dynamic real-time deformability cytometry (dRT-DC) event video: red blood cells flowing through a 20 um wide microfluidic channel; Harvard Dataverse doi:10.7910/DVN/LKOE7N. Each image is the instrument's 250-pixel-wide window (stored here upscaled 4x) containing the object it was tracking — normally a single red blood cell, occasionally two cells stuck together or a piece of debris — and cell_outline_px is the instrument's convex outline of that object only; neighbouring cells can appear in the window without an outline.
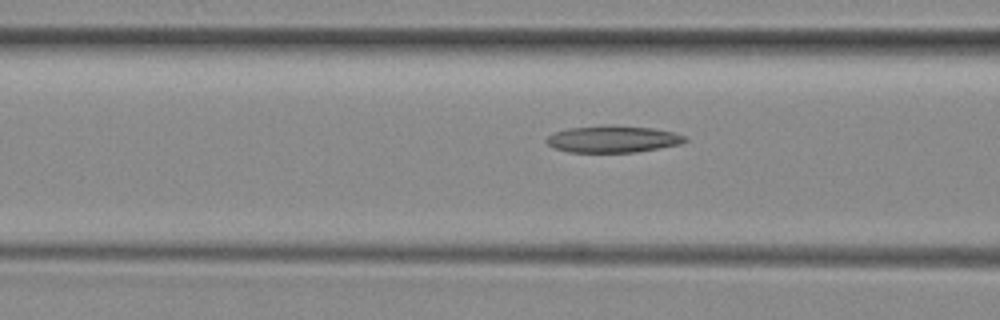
{"species": "common noctule bat (a hibernating species)", "species_latin": "Nyctalus noctula", "temperature_condition": "room temperature", "stored_images_in_passage": 26, "camera_frame_rate_fps": 3000, "um_per_image_px": 0.085, "animal": {"sex": "female", "body_mass_g": 29.2, "forearm_length_mm": 56.3}, "frame": {"image": 1, "passage_image": 6, "time_ms": 1.667, "image_size_px": [1000, 320], "cell_outline_px": [[688, 140], [680, 144], [636, 152], [568, 152], [556, 148], [548, 144], [544, 140], [548, 136], [556, 132], [568, 128], [604, 124], [652, 128], [676, 132], [684, 136]], "centroid_in_image_um": [52.09, 11.81], "position_along_channel_um": 114.5, "area_um2": 21.73}}
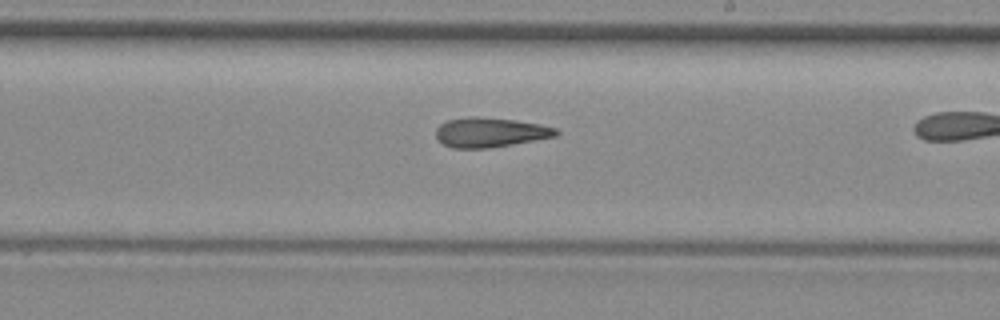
{"frame": {"image": 2, "passage_image": 16, "time_ms": 5.0, "image_size_px": [1000, 320], "cell_outline_px": [[560, 132], [556, 136], [512, 144], [488, 148], [452, 148], [444, 144], [436, 136], [436, 128], [440, 124], [448, 120], [472, 116], [476, 116], [516, 120], [540, 124], [556, 128]], "centroid_in_image_um": [41.67, 11.24], "position_along_channel_um": 247.3, "area_um2": 20.63}}
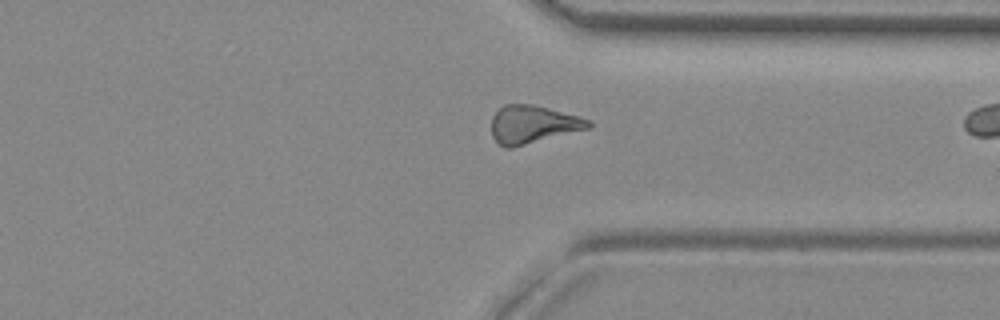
{"frame": {"image": 3, "passage_image": 25, "time_ms": 8.0, "image_size_px": [1000, 320], "cell_outline_px": [[592, 128], [512, 148], [504, 148], [492, 136], [492, 116], [504, 104], [532, 104], [580, 116], [588, 120], [592, 124]], "centroid_in_image_um": [45.31, 10.58], "position_along_channel_um": 366.1, "area_um2": 21.56}}